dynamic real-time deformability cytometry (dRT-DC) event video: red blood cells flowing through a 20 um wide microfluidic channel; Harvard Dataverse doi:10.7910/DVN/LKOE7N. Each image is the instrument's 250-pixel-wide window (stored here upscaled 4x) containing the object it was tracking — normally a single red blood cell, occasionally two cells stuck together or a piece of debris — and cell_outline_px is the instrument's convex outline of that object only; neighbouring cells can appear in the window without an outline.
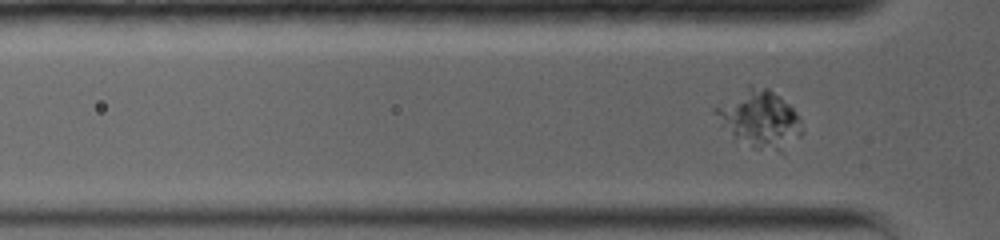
{"species": "common noctule bat (a hibernating species)", "species_latin": "Nyctalus noctula", "temperature_condition": "warm", "stored_images_in_passage": 7, "segment_of_instrument_passage": [2, 2], "camera_frame_rate_fps": 5000, "um_per_image_px": 0.085, "animal": {"sex": "female", "body_mass_g": 19.0, "forearm_length_mm": 56.7}, "frame": {"image": 1, "passage_image": 7, "time_ms": 3.2, "image_size_px": [1000, 240], "cell_outline_px": [[804, 132], [784, 152], [780, 152], [756, 148], [732, 140], [720, 124], [712, 112], [712, 108], [748, 84], [752, 84], [768, 88], [780, 96], [800, 116]], "centroid_in_image_um": [64.54, 10.12], "position_along_channel_um": 61.3, "area_um2": 29.94}}